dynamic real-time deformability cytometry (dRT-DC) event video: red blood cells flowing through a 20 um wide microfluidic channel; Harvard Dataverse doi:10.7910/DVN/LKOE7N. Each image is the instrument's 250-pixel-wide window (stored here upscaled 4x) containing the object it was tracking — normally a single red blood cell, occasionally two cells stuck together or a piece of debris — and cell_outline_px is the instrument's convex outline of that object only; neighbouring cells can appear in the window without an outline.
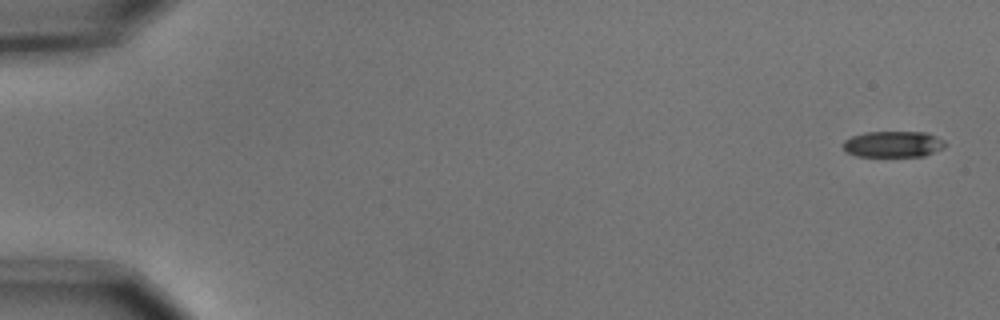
{"species": "common noctule bat (a hibernating species)", "species_latin": "Nyctalus noctula", "temperature_condition": "cold", "stored_images_in_passage": 7, "camera_frame_rate_fps": 3000, "um_per_image_px": 0.085, "animal": {"sex": "male", "body_mass_g": 15.6}, "frame": {"image": 1, "passage_image": 1, "time_ms": 0.0, "image_size_px": [1000, 320], "cell_outline_px": [[948, 144], [944, 148], [924, 156], [856, 156], [844, 152], [840, 144], [844, 140], [852, 136], [864, 132], [928, 132], [944, 140]], "centroid_in_image_um": [75.89, 12.25], "position_along_channel_um": 9.1, "area_um2": 15.9}}
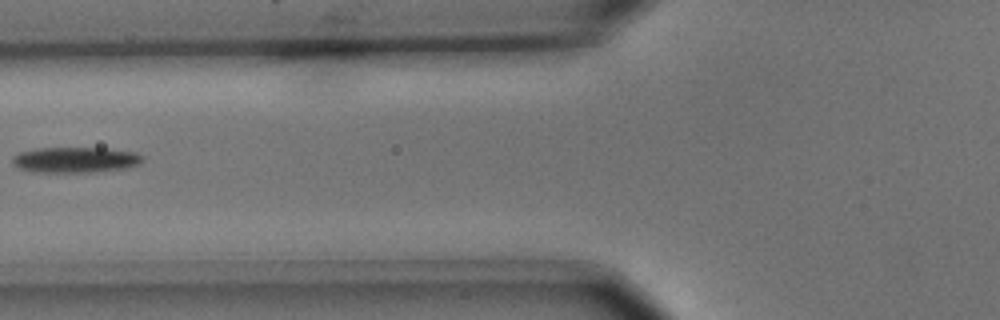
{"frame": {"image": 2, "passage_image": 6, "time_ms": 1.667, "image_size_px": [1000, 320], "cell_outline_px": [[144, 160], [140, 164], [124, 168], [96, 172], [32, 172], [16, 168], [12, 164], [12, 156], [20, 152], [36, 148], [104, 148], [136, 152], [144, 156]], "centroid_in_image_um": [6.38, 13.59], "position_along_channel_um": 119.4, "area_um2": 19.71}}
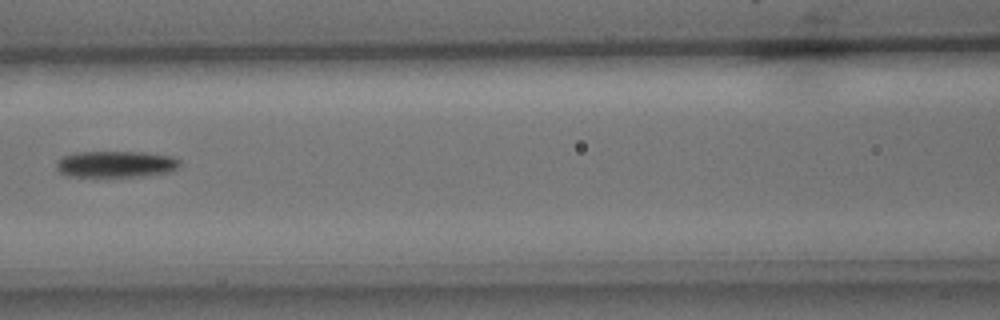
{"frame": {"image": 3, "passage_image": 7, "time_ms": 2.0, "image_size_px": [1000, 320], "cell_outline_px": [[180, 168], [172, 172], [144, 176], [108, 180], [68, 176], [60, 172], [56, 168], [56, 160], [60, 156], [76, 152], [140, 152], [172, 156], [180, 160]], "centroid_in_image_um": [9.81, 14.01], "position_along_channel_um": 156.8, "area_um2": 20.35}}